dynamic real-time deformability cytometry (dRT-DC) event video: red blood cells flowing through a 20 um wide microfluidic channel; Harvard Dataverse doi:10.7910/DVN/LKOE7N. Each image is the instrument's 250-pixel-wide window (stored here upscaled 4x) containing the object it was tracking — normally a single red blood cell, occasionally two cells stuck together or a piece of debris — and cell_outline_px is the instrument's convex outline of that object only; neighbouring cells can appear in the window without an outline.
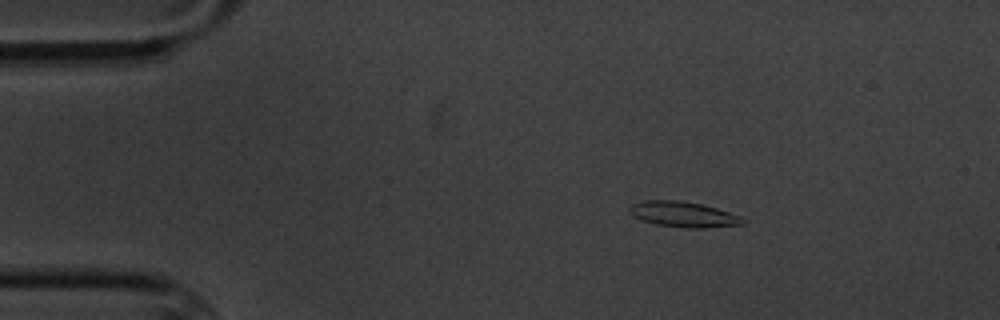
{"species": "common noctule bat (a hibernating species)", "species_latin": "Nyctalus noctula", "temperature_condition": "cold", "stored_images_in_passage": 6, "camera_frame_rate_fps": 3000, "um_per_image_px": 0.085, "animal": {"sex": "male", "body_mass_g": 20.1, "forearm_length_mm": 53.5}, "frame": {"image": 1, "passage_image": 3, "time_ms": 3.0, "image_size_px": [1000, 320], "cell_outline_px": [[748, 220], [744, 224], [704, 228], [688, 228], [656, 224], [644, 220], [628, 212], [628, 208], [632, 204], [644, 200], [680, 200], [700, 204], [716, 208], [740, 216]], "centroid_in_image_um": [58.11, 18.22], "position_along_channel_um": 26.9, "area_um2": 16.7}}
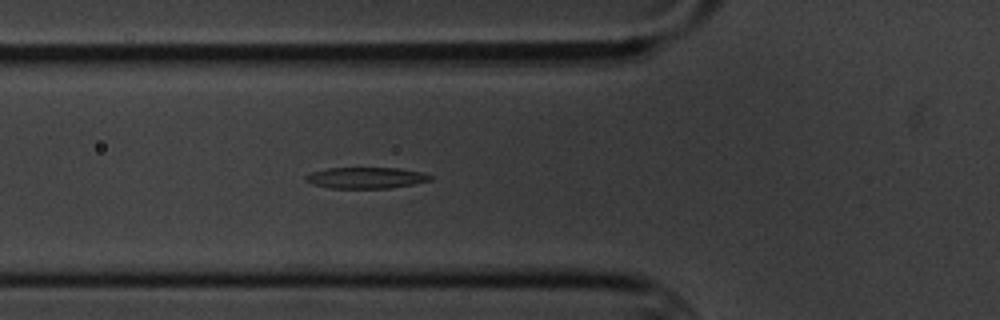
{"frame": {"image": 2, "passage_image": 6, "time_ms": 6.667, "image_size_px": [1000, 320], "cell_outline_px": [[432, 180], [412, 184], [388, 188], [328, 188], [312, 184], [304, 180], [304, 176], [312, 172], [328, 168], [396, 168], [424, 172], [432, 176]], "centroid_in_image_um": [31.09, 15.11], "position_along_channel_um": 94.7, "area_um2": 15.37}}